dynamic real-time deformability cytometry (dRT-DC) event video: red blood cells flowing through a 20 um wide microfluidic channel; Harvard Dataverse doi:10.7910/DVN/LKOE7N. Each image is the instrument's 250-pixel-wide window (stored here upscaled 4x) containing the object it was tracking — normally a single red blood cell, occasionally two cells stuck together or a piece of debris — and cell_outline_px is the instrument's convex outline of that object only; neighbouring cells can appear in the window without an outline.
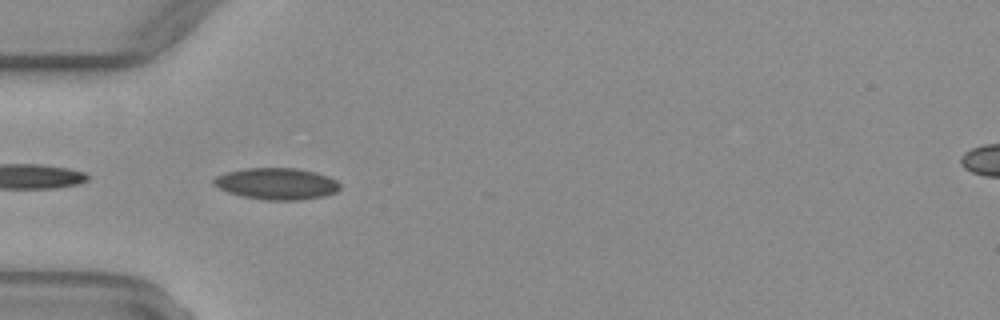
{"species": "common noctule bat (a hibernating species)", "species_latin": "Nyctalus noctula", "temperature_condition": "warm", "stored_images_in_passage": 12, "camera_frame_rate_fps": 3000, "um_per_image_px": 0.085, "animal": {"sex": "female", "body_mass_g": 29.2, "forearm_length_mm": 56.3}, "frame": {"image": 1, "passage_image": 9, "time_ms": 2.667, "image_size_px": [1000, 320], "cell_outline_px": [[340, 188], [336, 192], [324, 196], [300, 200], [268, 200], [244, 196], [228, 192], [212, 184], [212, 180], [216, 176], [228, 172], [244, 168], [296, 168], [316, 172], [328, 176], [336, 180], [340, 184]], "centroid_in_image_um": [23.53, 15.61], "position_along_channel_um": 61.5, "area_um2": 23.18}}